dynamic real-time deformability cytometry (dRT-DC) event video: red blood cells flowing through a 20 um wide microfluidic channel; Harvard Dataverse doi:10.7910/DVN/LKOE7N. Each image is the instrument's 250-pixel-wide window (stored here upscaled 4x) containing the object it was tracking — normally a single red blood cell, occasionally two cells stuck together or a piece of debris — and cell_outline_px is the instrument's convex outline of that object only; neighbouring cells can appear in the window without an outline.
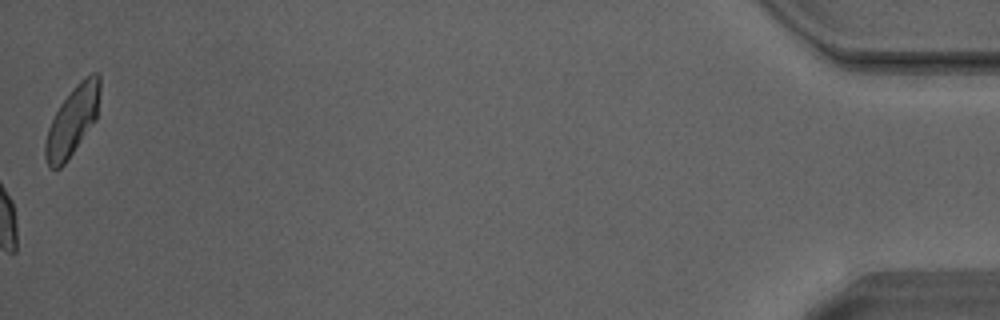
{"species": "Egyptian fruit bat (a non-hibernating species)", "species_latin": "Rousettus aegyptiacus", "temperature_condition": "warm", "stored_images_in_passage": 39, "camera_frame_rate_fps": 3000, "um_per_image_px": 0.085, "animal": {"sex": "male"}, "frame": {"image": 1, "passage_image": 39, "time_ms": 12.667, "image_size_px": [1000, 320], "cell_outline_px": [[100, 92], [96, 120], [64, 164], [60, 168], [48, 168], [44, 156], [44, 144], [48, 128], [60, 104], [76, 84], [80, 80], [92, 72], [96, 72], [100, 76]], "centroid_in_image_um": [6.15, 10.27], "position_along_channel_um": 429.0, "area_um2": 21.91}}